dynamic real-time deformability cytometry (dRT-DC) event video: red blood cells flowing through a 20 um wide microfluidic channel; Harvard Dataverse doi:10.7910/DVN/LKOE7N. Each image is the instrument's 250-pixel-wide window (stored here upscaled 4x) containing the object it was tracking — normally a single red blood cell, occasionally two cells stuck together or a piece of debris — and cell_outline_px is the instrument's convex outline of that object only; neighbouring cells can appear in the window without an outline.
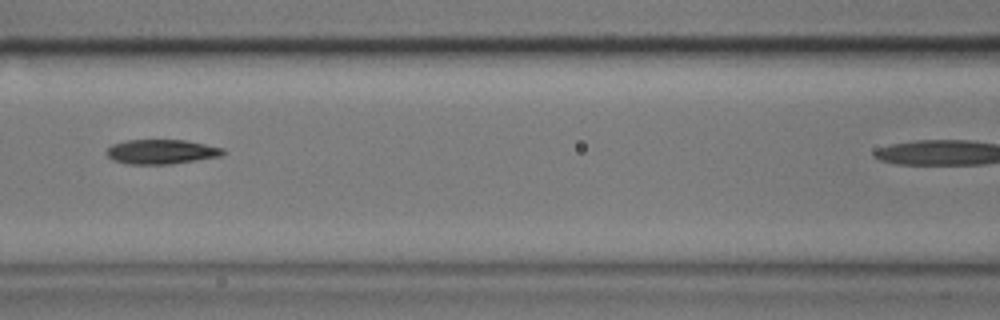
{"species": "common noctule bat (a hibernating species)", "species_latin": "Nyctalus noctula", "temperature_condition": "cold", "stored_images_in_passage": 11, "segment_of_instrument_passage": [2, 2], "camera_frame_rate_fps": 3000, "um_per_image_px": 0.085, "animal": {"sex": "male", "body_mass_g": 17.9}, "frame": {"image": 1, "passage_image": 8, "time_ms": 2.333, "image_size_px": [1000, 320], "cell_outline_px": [[228, 152], [224, 156], [168, 164], [124, 164], [112, 160], [108, 156], [108, 148], [112, 144], [128, 140], [184, 140], [224, 148]], "centroid_in_image_um": [13.76, 12.9], "position_along_channel_um": 152.8, "area_um2": 16.7}}